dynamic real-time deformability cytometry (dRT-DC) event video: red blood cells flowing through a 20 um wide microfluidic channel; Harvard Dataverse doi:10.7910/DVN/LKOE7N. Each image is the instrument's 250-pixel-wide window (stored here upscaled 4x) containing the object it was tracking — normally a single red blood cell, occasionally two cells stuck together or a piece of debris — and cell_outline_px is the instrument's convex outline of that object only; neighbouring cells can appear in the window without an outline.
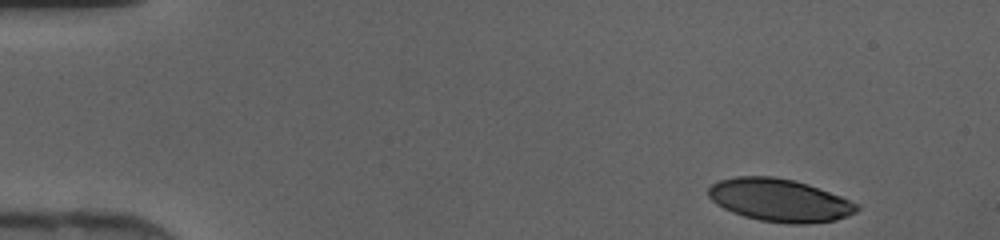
{"species": "human", "species_latin": "Homo sapiens", "temperature_condition": "cold", "stored_images_in_passage": 42, "camera_frame_rate_fps": 3000, "um_per_image_px": 0.085, "donor": {"sex": "female"}, "frame": {"image": 1, "passage_image": 1, "time_ms": 0.0, "image_size_px": [1000, 240], "cell_outline_px": [[860, 208], [856, 212], [848, 216], [836, 220], [808, 224], [788, 224], [760, 220], [744, 216], [732, 212], [716, 204], [708, 196], [708, 188], [712, 184], [720, 180], [736, 176], [772, 176], [792, 180], [808, 184], [840, 196], [860, 204]], "centroid_in_image_um": [66.28, 17.02], "position_along_channel_um": 18.7, "area_um2": 37.05}}
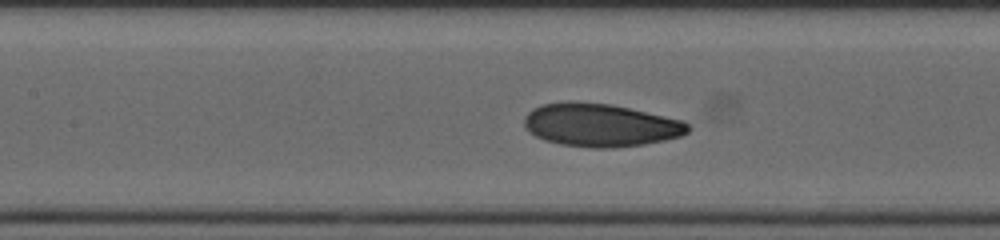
{"frame": {"image": 2, "passage_image": 18, "time_ms": 5.667, "image_size_px": [1000, 240], "cell_outline_px": [[692, 128], [688, 132], [680, 136], [664, 140], [644, 144], [612, 148], [592, 148], [560, 144], [544, 140], [528, 132], [524, 124], [524, 116], [532, 108], [544, 104], [568, 100], [572, 100], [612, 104], [684, 120]], "centroid_in_image_um": [51.03, 10.62], "position_along_channel_um": 156.4, "area_um2": 41.56}}
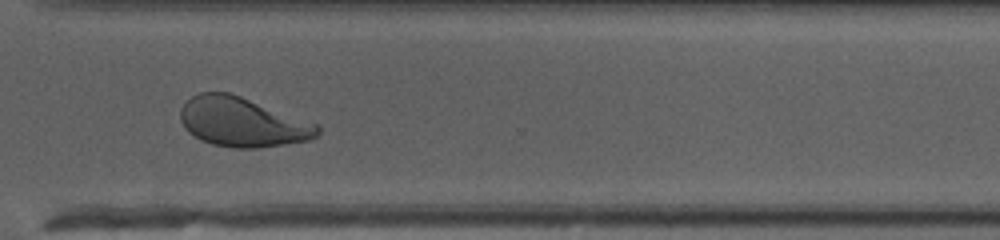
{"frame": {"image": 3, "passage_image": 31, "time_ms": 10.0, "image_size_px": [1000, 240], "cell_outline_px": [[320, 132], [312, 140], [256, 148], [232, 148], [212, 144], [200, 140], [188, 132], [184, 128], [180, 120], [180, 108], [192, 96], [200, 92], [228, 92], [240, 96], [316, 124], [320, 128]], "centroid_in_image_um": [20.56, 10.39], "position_along_channel_um": 350.0, "area_um2": 39.25}}